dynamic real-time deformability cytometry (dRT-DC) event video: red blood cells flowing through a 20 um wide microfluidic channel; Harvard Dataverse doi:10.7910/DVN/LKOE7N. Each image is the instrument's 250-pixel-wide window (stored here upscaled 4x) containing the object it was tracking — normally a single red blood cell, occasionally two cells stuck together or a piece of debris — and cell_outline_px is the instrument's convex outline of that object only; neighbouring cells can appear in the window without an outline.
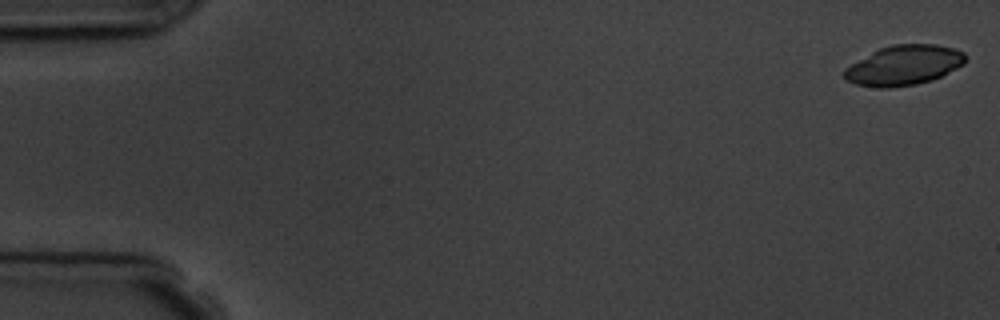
{"species": "common noctule bat (a hibernating species)", "species_latin": "Nyctalus noctula", "temperature_condition": "room temperature", "stored_images_in_passage": 6, "camera_frame_rate_fps": 3000, "um_per_image_px": 0.085, "animal": {"sex": "male", "body_mass_g": 19.5, "forearm_length_mm": 54.6}, "frame": {"image": 1, "passage_image": 1, "time_ms": 0.0, "image_size_px": [1000, 320], "cell_outline_px": [[968, 60], [964, 64], [932, 80], [916, 84], [892, 88], [880, 88], [856, 84], [848, 80], [844, 76], [844, 68], [872, 52], [880, 48], [892, 44], [936, 44], [952, 48], [964, 52]], "centroid_in_image_um": [76.85, 5.54], "position_along_channel_um": 8.2, "area_um2": 28.09}}
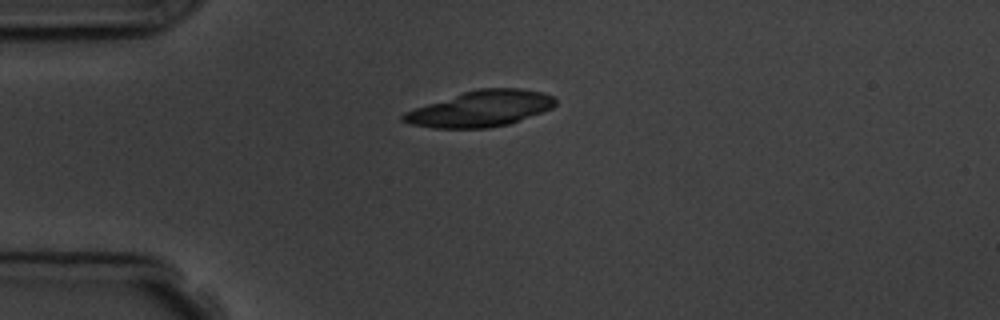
{"frame": {"image": 2, "passage_image": 4, "time_ms": 4.333, "image_size_px": [1000, 320], "cell_outline_px": [[556, 104], [552, 108], [508, 124], [488, 128], [436, 128], [408, 124], [400, 120], [400, 116], [404, 112], [476, 88], [520, 88], [544, 92], [556, 96]], "centroid_in_image_um": [40.87, 9.24], "position_along_channel_um": 44.1, "area_um2": 31.73}}